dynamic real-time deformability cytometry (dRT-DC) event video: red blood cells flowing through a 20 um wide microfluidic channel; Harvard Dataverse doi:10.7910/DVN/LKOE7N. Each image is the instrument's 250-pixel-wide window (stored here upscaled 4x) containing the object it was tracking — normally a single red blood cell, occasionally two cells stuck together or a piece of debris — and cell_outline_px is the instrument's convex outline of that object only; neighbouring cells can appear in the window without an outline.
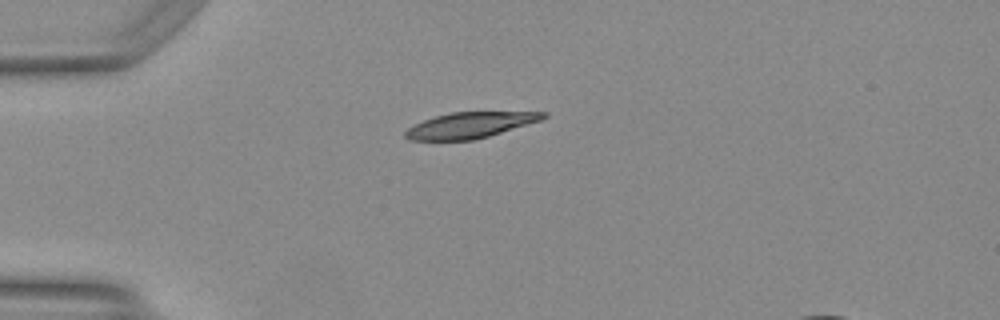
{"species": "Egyptian fruit bat (a non-hibernating species)", "species_latin": "Rousettus aegyptiacus", "temperature_condition": "warm", "stored_images_in_passage": 33, "camera_frame_rate_fps": 3000, "um_per_image_px": 0.085, "animal": {"sex": "female"}, "frame": {"image": 1, "passage_image": 1, "time_ms": 0.0, "image_size_px": [1000, 320], "cell_outline_px": [[548, 116], [540, 120], [488, 136], [472, 140], [408, 140], [404, 136], [404, 132], [408, 128], [424, 120], [436, 116], [452, 112], [548, 112]], "centroid_in_image_um": [39.93, 10.64], "position_along_channel_um": 45.1, "area_um2": 20.4}}
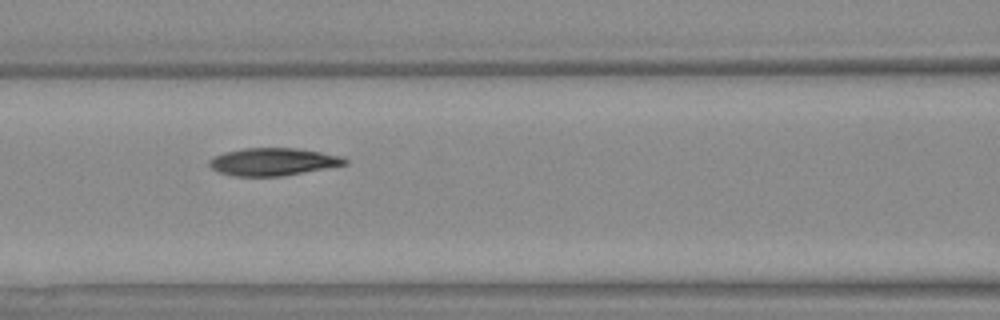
{"frame": {"image": 2, "passage_image": 10, "time_ms": 3.0, "image_size_px": [1000, 320], "cell_outline_px": [[348, 164], [280, 176], [236, 176], [220, 172], [212, 168], [208, 164], [208, 160], [224, 152], [244, 148], [300, 148], [344, 156], [348, 160]], "centroid_in_image_um": [23.24, 13.73], "position_along_channel_um": 143.4, "area_um2": 21.73}}
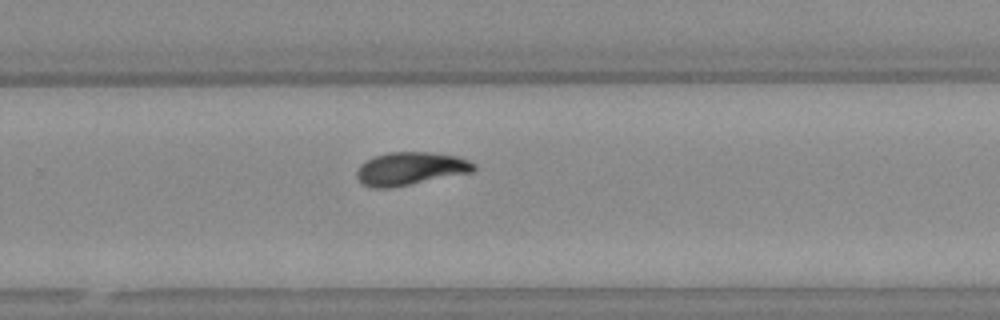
{"frame": {"image": 3, "passage_image": 21, "time_ms": 6.667, "image_size_px": [1000, 320], "cell_outline_px": [[476, 168], [472, 172], [388, 188], [372, 188], [364, 184], [356, 176], [356, 172], [360, 164], [372, 156], [388, 152], [428, 152], [456, 156], [468, 160], [476, 164]], "centroid_in_image_um": [34.86, 14.32], "position_along_channel_um": 294.9, "area_um2": 22.37}, "authors_computed_cell_mechanics": {"area_um2": 22.0218, "velocity_mm_per_s": 4.1602, "shape_relaxation_time_tau1_ms": 3.1019, "shape_relaxation_time_tau2_ms": 3.5527, "deformation_change_tau1": 0.1662, "deformation_change_tau2": 0.098}}